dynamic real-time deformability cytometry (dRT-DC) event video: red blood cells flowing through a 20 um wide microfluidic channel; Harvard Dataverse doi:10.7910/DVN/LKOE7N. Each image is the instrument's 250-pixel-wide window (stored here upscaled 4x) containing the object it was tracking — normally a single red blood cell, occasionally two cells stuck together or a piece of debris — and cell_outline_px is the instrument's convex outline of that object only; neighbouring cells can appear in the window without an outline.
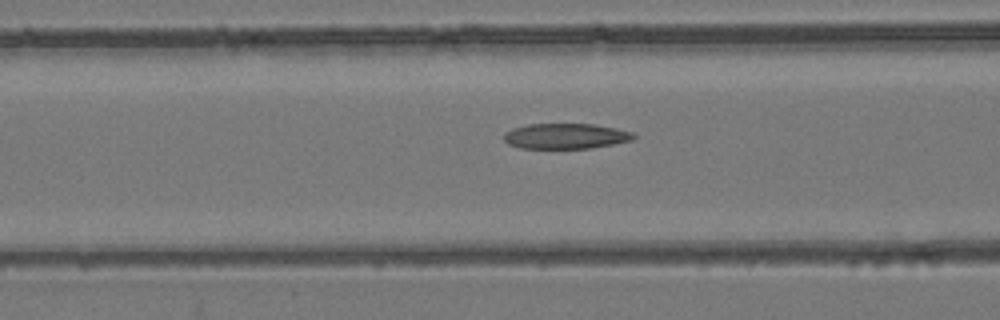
{"species": "common noctule bat (a hibernating species)", "species_latin": "Nyctalus noctula", "temperature_condition": "room temperature", "stored_images_in_passage": 48, "camera_frame_rate_fps": 3000, "um_per_image_px": 0.085, "animal": {"sex": "female", "body_mass_g": 24.6, "forearm_length_mm": 56.2}, "frame": {"image": 1, "passage_image": 22, "time_ms": 7.0, "image_size_px": [1000, 320], "cell_outline_px": [[636, 136], [632, 140], [592, 148], [520, 148], [508, 144], [504, 140], [504, 132], [512, 128], [528, 124], [592, 124], [616, 128], [632, 132]], "centroid_in_image_um": [48.05, 11.57], "position_along_channel_um": 118.5, "area_um2": 19.19}}
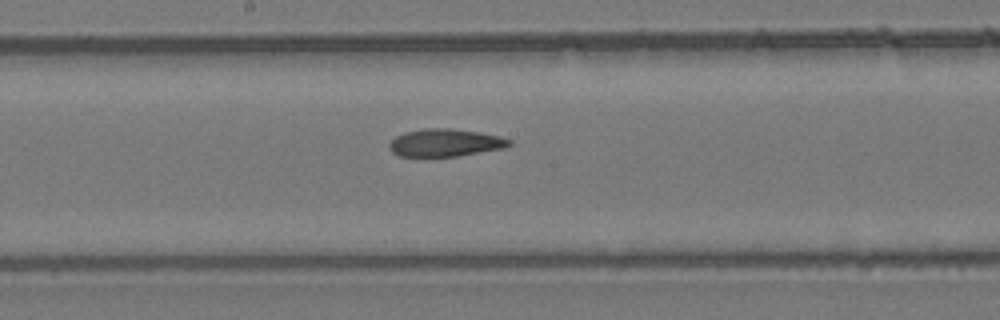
{"frame": {"image": 2, "passage_image": 29, "time_ms": 9.333, "image_size_px": [1000, 320], "cell_outline_px": [[512, 144], [504, 148], [460, 156], [400, 156], [392, 152], [388, 144], [396, 136], [404, 132], [424, 128], [452, 128], [500, 136], [512, 140]], "centroid_in_image_um": [37.85, 12.13], "position_along_channel_um": 210.3, "area_um2": 19.31}}
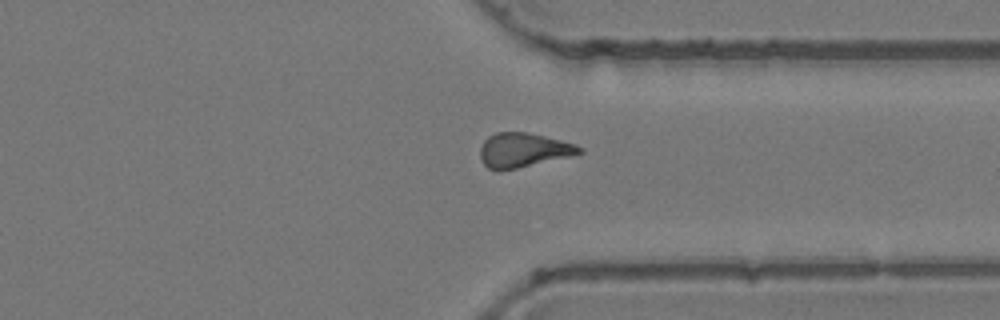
{"frame": {"image": 3, "passage_image": 41, "time_ms": 13.333, "image_size_px": [1000, 320], "cell_outline_px": [[584, 152], [568, 156], [516, 168], [496, 172], [488, 168], [480, 160], [480, 148], [484, 140], [488, 136], [496, 132], [528, 132], [576, 144], [584, 148]], "centroid_in_image_um": [44.44, 12.76], "position_along_channel_um": 367.0, "area_um2": 19.83}}